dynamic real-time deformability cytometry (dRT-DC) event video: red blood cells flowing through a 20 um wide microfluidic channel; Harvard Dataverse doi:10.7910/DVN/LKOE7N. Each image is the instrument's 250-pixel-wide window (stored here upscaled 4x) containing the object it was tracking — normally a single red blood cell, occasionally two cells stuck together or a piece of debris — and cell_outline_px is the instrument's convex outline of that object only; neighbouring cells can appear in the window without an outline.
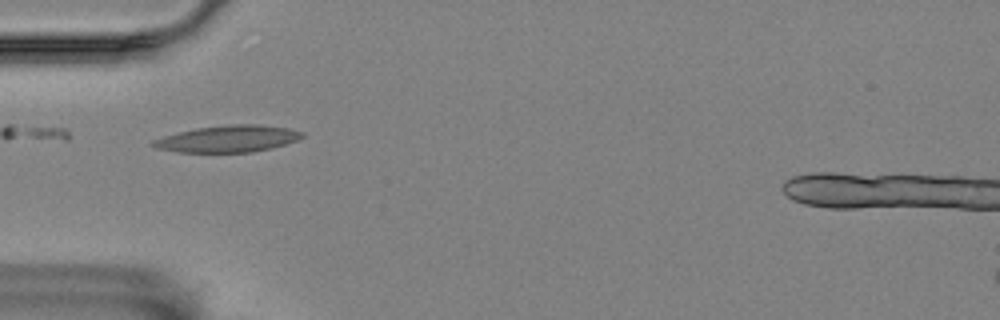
{"species": "Egyptian fruit bat (a non-hibernating species)", "species_latin": "Rousettus aegyptiacus", "temperature_condition": "room temperature", "stored_images_in_passage": 5, "camera_frame_rate_fps": 3000, "um_per_image_px": 0.085, "animal": {"sex": "female"}, "frame": {"image": 1, "passage_image": 1, "time_ms": 0.0, "image_size_px": [1000, 320], "cell_outline_px": [[304, 136], [296, 140], [284, 144], [252, 152], [180, 152], [156, 148], [148, 144], [152, 140], [164, 136], [196, 128], [228, 124], [260, 124], [288, 128], [304, 132]], "centroid_in_image_um": [19.35, 11.79], "position_along_channel_um": 65.6, "area_um2": 23.12}}
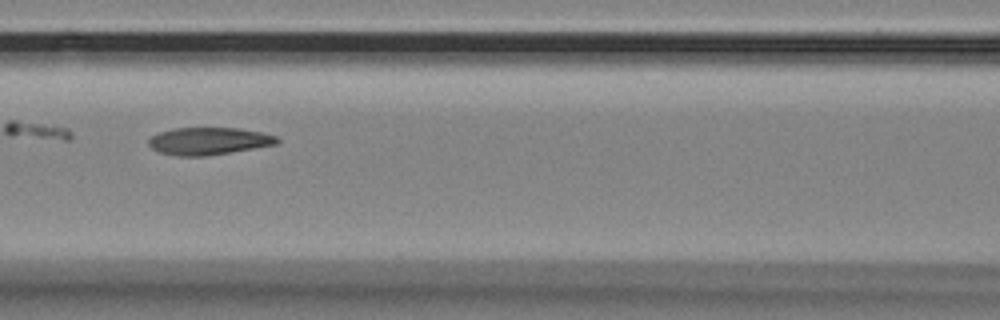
{"frame": {"image": 2, "passage_image": 3, "time_ms": 0.667, "image_size_px": [1000, 320], "cell_outline_px": [[280, 140], [276, 144], [208, 156], [176, 156], [160, 152], [152, 148], [148, 144], [148, 140], [152, 136], [160, 132], [172, 128], [236, 128], [260, 132], [276, 136]], "centroid_in_image_um": [17.71, 11.99], "position_along_channel_um": 148.9, "area_um2": 20.35}}
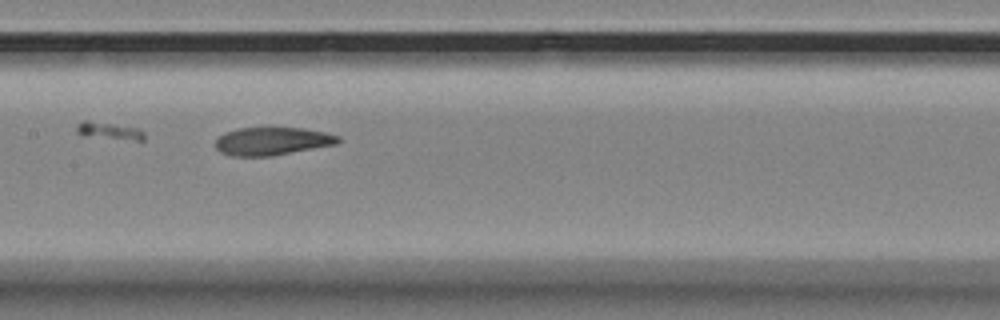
{"frame": {"image": 3, "passage_image": 4, "time_ms": 1.0, "image_size_px": [1000, 320], "cell_outline_px": [[340, 140], [336, 144], [272, 156], [232, 156], [220, 152], [216, 148], [216, 136], [224, 132], [240, 128], [304, 128], [328, 132], [340, 136]], "centroid_in_image_um": [23.13, 11.99], "position_along_channel_um": 184.3, "area_um2": 20.11}}